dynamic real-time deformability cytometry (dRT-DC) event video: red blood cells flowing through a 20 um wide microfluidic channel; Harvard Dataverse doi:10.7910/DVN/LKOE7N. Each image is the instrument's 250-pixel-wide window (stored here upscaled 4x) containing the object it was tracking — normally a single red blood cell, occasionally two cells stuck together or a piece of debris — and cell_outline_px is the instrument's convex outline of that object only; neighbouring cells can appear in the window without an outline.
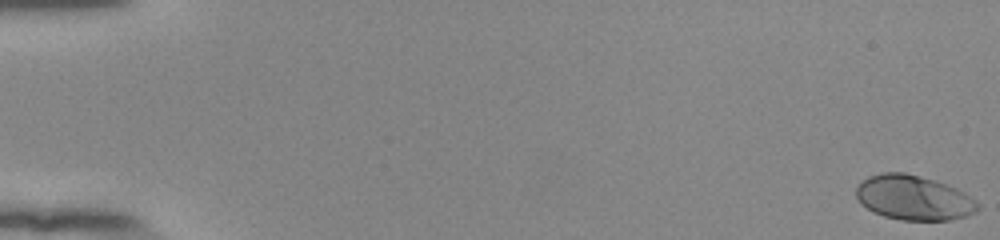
{"species": "human", "species_latin": "Homo sapiens", "temperature_condition": "room temperature", "stored_images_in_passage": 55, "camera_frame_rate_fps": 3000, "um_per_image_px": 0.085, "donor": {"sex": "female"}, "frame": {"image": 1, "passage_image": 1, "time_ms": 0.0, "image_size_px": [1000, 240], "cell_outline_px": [[980, 208], [976, 212], [968, 216], [948, 220], [900, 220], [884, 216], [872, 212], [860, 204], [856, 196], [856, 188], [868, 176], [880, 172], [904, 172], [932, 180], [956, 188], [964, 192], [976, 200], [980, 204]], "centroid_in_image_um": [77.66, 16.82], "position_along_channel_um": 7.3, "area_um2": 31.79}}
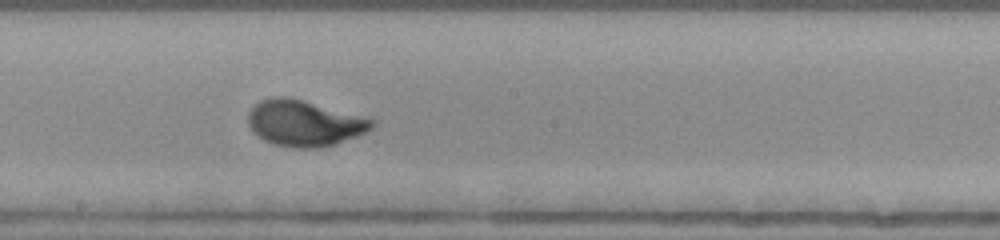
{"frame": {"image": 2, "passage_image": 32, "time_ms": 10.333, "image_size_px": [1000, 240], "cell_outline_px": [[376, 124], [372, 128], [356, 136], [336, 144], [316, 148], [292, 148], [272, 144], [264, 140], [252, 132], [248, 124], [248, 112], [260, 100], [272, 96], [288, 96], [304, 100], [376, 120]], "centroid_in_image_um": [25.83, 10.47], "position_along_channel_um": 222.4, "area_um2": 33.35}}
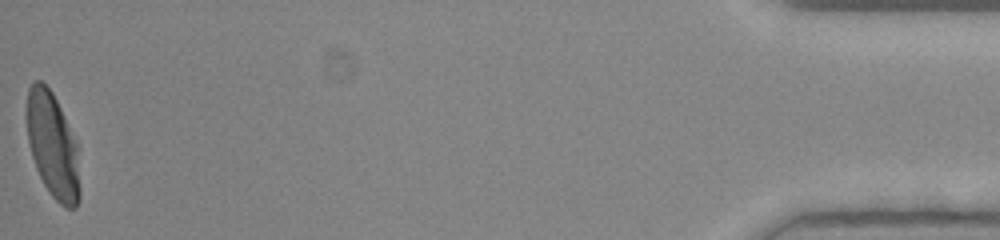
{"frame": {"image": 3, "passage_image": 55, "time_ms": 18.0, "image_size_px": [1000, 240], "cell_outline_px": [[80, 200], [76, 208], [64, 208], [52, 196], [44, 184], [36, 168], [32, 156], [28, 140], [28, 88], [32, 80], [40, 80], [52, 92], [76, 140], [80, 188]], "centroid_in_image_um": [4.5, 12.41], "position_along_channel_um": 430.7, "area_um2": 32.19}, "authors_computed_cell_mechanics": {"area_um2": 31.3854, "velocity_mm_per_s": 3.8791, "shape_relaxation_time_tau1_ms": 3.3167, "shape_relaxation_time_tau2_ms": null, "deformation_change_tau1": 0.1839, "deformation_change_tau2": null}}